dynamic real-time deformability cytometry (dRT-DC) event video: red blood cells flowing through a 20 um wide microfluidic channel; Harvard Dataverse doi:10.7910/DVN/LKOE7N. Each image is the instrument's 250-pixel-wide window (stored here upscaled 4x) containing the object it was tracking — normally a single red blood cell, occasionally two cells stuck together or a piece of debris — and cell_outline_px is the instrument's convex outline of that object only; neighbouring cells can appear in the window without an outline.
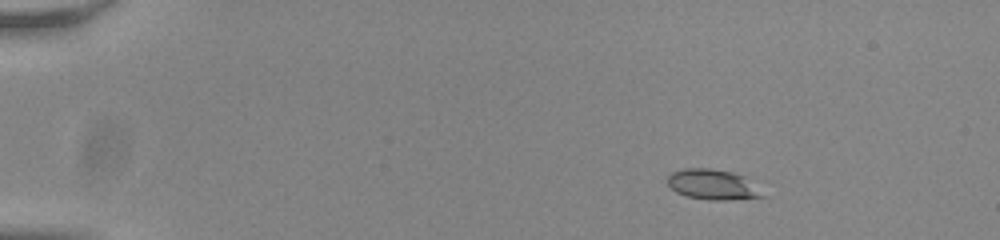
{"species": "common noctule bat (a hibernating species)", "species_latin": "Nyctalus noctula", "temperature_condition": "room temperature", "stored_images_in_passage": 48, "camera_frame_rate_fps": 3000, "um_per_image_px": 0.085, "animal": {"sex": "male", "body_mass_g": 20.0, "forearm_length_mm": 53.3}, "frame": {"image": 1, "passage_image": 1, "time_ms": 0.0, "image_size_px": [1000, 240], "cell_outline_px": [[772, 196], [728, 200], [708, 200], [688, 196], [676, 192], [668, 184], [668, 176], [672, 172], [684, 168], [708, 168], [732, 172], [748, 176]], "centroid_in_image_um": [60.74, 15.69], "position_along_channel_um": 24.3, "area_um2": 17.4}}
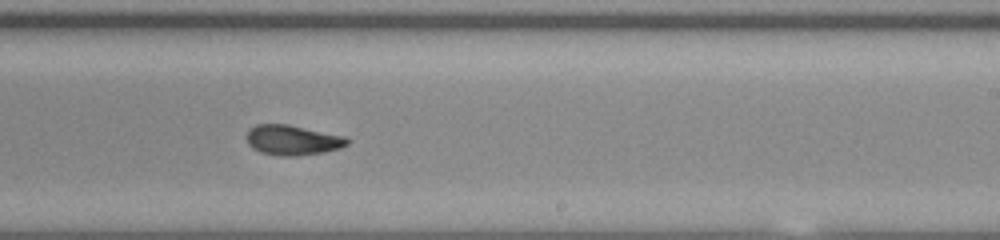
{"frame": {"image": 2, "passage_image": 28, "time_ms": 9.0, "image_size_px": [1000, 240], "cell_outline_px": [[352, 140], [348, 144], [340, 148], [324, 152], [296, 156], [280, 156], [260, 152], [252, 148], [248, 144], [244, 136], [248, 128], [256, 124], [288, 124], [344, 136]], "centroid_in_image_um": [24.83, 11.9], "position_along_channel_um": 264.2, "area_um2": 17.92}}
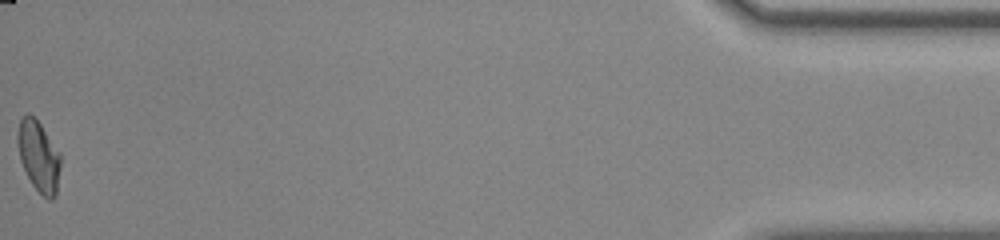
{"frame": {"image": 3, "passage_image": 48, "time_ms": 15.667, "image_size_px": [1000, 240], "cell_outline_px": [[60, 168], [56, 196], [52, 200], [48, 200], [32, 184], [20, 160], [16, 140], [16, 132], [20, 120], [28, 112], [40, 124], [60, 152]], "centroid_in_image_um": [3.28, 13.28], "position_along_channel_um": 431.9, "area_um2": 17.69}, "authors_computed_cell_mechanics": {"area_um2": 17.7157, "velocity_mm_per_s": 3.8189, "shape_relaxation_time_tau1_ms": null, "shape_relaxation_time_tau2_ms": 2.2005, "deformation_change_tau1": null, "deformation_change_tau2": 0.0701}}